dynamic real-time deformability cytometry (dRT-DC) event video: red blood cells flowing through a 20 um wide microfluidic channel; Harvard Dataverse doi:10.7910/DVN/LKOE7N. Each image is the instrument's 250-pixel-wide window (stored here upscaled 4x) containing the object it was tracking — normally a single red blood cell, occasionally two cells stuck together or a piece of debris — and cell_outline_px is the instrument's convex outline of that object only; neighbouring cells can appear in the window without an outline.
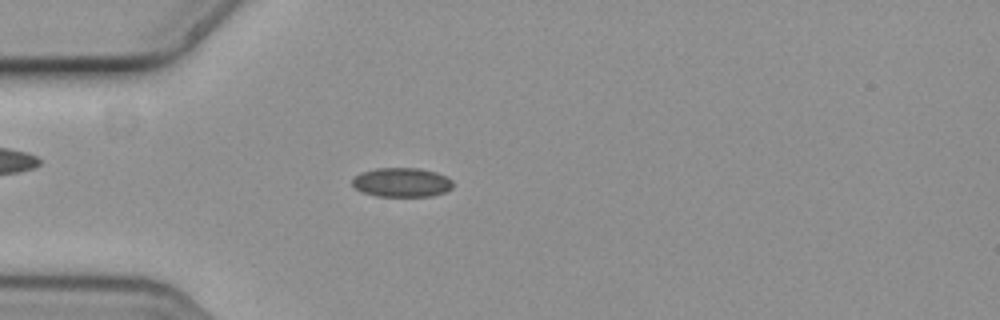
{"species": "common noctule bat (a hibernating species)", "species_latin": "Nyctalus noctula", "temperature_condition": "cold", "stored_images_in_passage": 3, "camera_frame_rate_fps": 3000, "um_per_image_px": 0.085, "animal": {"sex": "female", "body_mass_g": 19.3, "forearm_length_mm": 54.1}, "frame": {"image": 1, "passage_image": 2, "time_ms": 0.333, "image_size_px": [1000, 320], "cell_outline_px": [[452, 188], [444, 192], [432, 196], [376, 196], [364, 192], [356, 188], [352, 184], [352, 180], [360, 172], [376, 168], [420, 168], [436, 172], [448, 176], [452, 180]], "centroid_in_image_um": [34.17, 15.49], "position_along_channel_um": 50.8, "area_um2": 17.17}}